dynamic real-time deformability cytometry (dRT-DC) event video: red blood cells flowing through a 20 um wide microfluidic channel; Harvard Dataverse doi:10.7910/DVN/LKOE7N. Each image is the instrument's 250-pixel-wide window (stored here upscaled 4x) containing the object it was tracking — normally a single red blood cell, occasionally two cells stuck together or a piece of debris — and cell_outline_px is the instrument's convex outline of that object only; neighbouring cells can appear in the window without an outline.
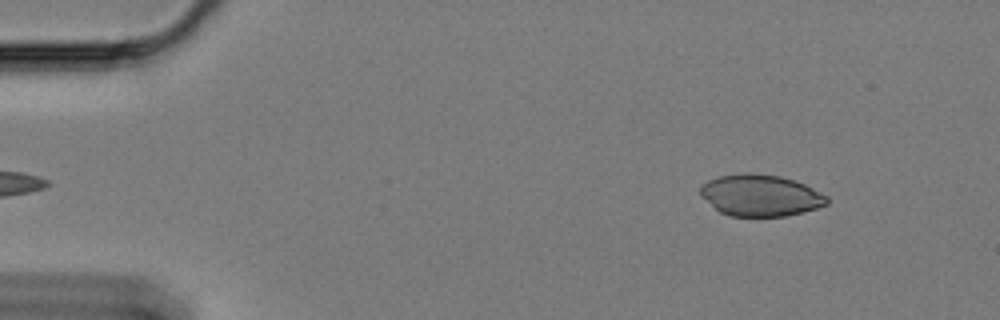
{"species": "Egyptian fruit bat (a non-hibernating species)", "species_latin": "Rousettus aegyptiacus", "temperature_condition": "cold", "stored_images_in_passage": 54, "camera_frame_rate_fps": 3000, "um_per_image_px": 0.085, "animal": {"sex": "female"}, "frame": {"image": 1, "passage_image": 2, "time_ms": 0.333, "image_size_px": [1000, 320], "cell_outline_px": [[828, 204], [816, 208], [784, 216], [728, 216], [720, 212], [700, 196], [700, 184], [716, 176], [748, 172], [752, 172], [780, 176], [796, 180], [828, 196]], "centroid_in_image_um": [64.6, 16.59], "position_along_channel_um": 20.4, "area_um2": 30.87}}
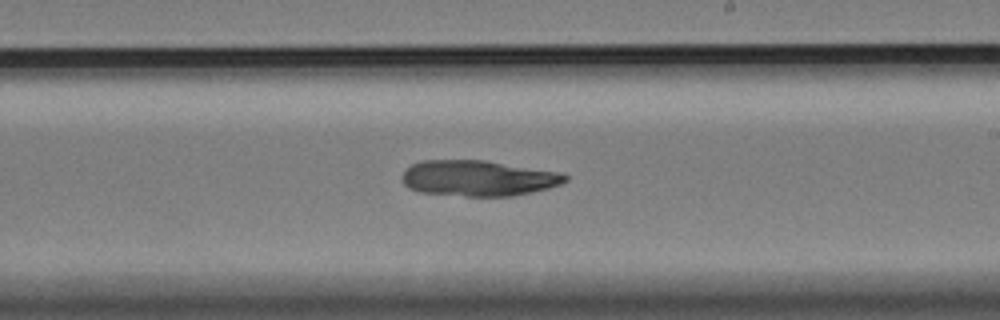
{"frame": {"image": 2, "passage_image": 30, "time_ms": 9.667, "image_size_px": [1000, 320], "cell_outline_px": [[568, 180], [560, 184], [548, 188], [532, 192], [512, 196], [464, 196], [420, 192], [408, 188], [400, 180], [400, 176], [404, 168], [420, 160], [484, 160], [564, 172], [568, 176]], "centroid_in_image_um": [40.63, 15.14], "position_along_channel_um": 248.4, "area_um2": 34.51}}
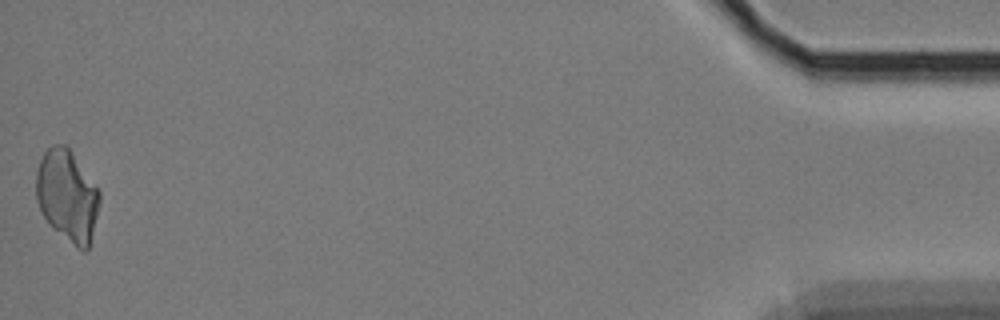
{"frame": {"image": 3, "passage_image": 54, "time_ms": 17.667, "image_size_px": [1000, 320], "cell_outline_px": [[100, 200], [88, 248], [84, 252], [80, 252], [48, 224], [36, 200], [36, 172], [40, 160], [44, 152], [52, 144], [64, 144], [68, 148], [100, 192]], "centroid_in_image_um": [5.69, 16.66], "position_along_channel_um": 429.5, "area_um2": 33.47}}